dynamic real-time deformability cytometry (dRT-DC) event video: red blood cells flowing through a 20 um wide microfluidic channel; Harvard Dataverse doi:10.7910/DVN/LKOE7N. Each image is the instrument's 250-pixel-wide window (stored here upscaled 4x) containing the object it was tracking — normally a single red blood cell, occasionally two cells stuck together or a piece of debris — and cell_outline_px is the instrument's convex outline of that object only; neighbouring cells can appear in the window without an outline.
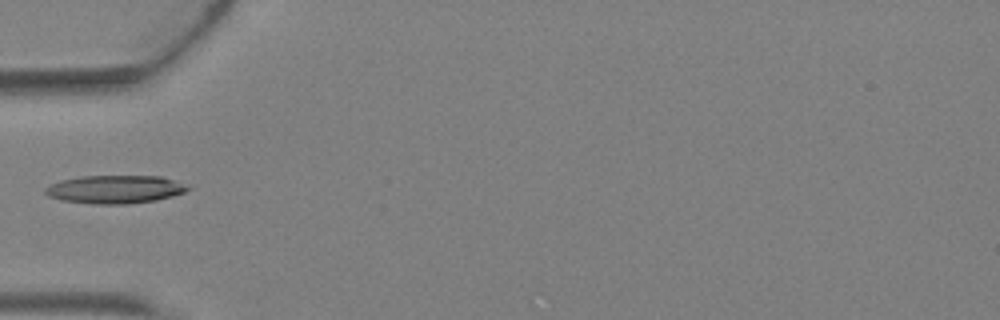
{"species": "Egyptian fruit bat (a non-hibernating species)", "species_latin": "Rousettus aegyptiacus", "temperature_condition": "warm", "stored_images_in_passage": 2, "camera_frame_rate_fps": 3000, "um_per_image_px": 0.085, "animal": {"sex": "female"}, "frame": {"image": 1, "passage_image": 2, "time_ms": 0.333, "image_size_px": [1000, 320], "cell_outline_px": [[192, 188], [184, 192], [172, 196], [156, 200], [128, 204], [96, 204], [60, 200], [48, 196], [44, 192], [44, 188], [52, 184], [64, 180], [84, 176], [160, 176], [192, 184]], "centroid_in_image_um": [9.86, 16.09], "position_along_channel_um": 75.1, "area_um2": 23.52}}